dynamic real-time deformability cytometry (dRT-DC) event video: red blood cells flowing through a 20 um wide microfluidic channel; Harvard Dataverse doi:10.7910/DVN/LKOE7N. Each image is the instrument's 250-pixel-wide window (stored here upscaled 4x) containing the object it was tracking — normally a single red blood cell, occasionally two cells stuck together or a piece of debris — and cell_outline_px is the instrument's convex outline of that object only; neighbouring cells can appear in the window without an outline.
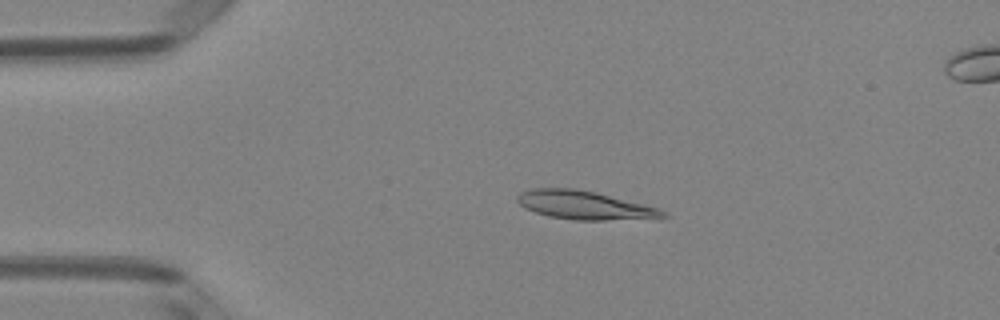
{"species": "Egyptian fruit bat (a non-hibernating species)", "species_latin": "Rousettus aegyptiacus", "temperature_condition": "room temperature", "stored_images_in_passage": 49, "camera_frame_rate_fps": 3000, "um_per_image_px": 0.085, "animal": {"sex": "female"}, "frame": {"image": 1, "passage_image": 10, "time_ms": 3.0, "image_size_px": [1000, 320], "cell_outline_px": [[672, 216], [660, 220], [576, 220], [548, 216], [524, 208], [516, 200], [516, 196], [520, 192], [532, 188], [576, 188], [596, 192], [660, 208], [668, 212]], "centroid_in_image_um": [49.83, 17.46], "position_along_channel_um": 35.2, "area_um2": 24.97}}
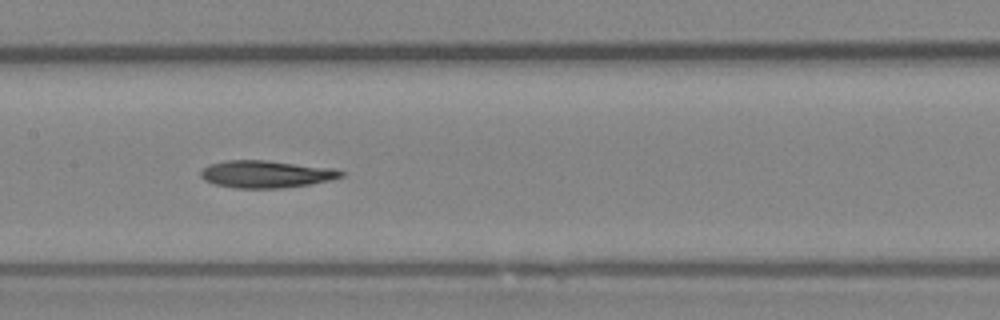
{"frame": {"image": 2, "passage_image": 24, "time_ms": 7.667, "image_size_px": [1000, 320], "cell_outline_px": [[344, 176], [332, 180], [308, 184], [280, 188], [236, 188], [216, 184], [204, 180], [200, 176], [200, 172], [208, 164], [224, 160], [264, 160], [336, 168], [344, 172]], "centroid_in_image_um": [22.63, 14.79], "position_along_channel_um": 184.8, "area_um2": 22.37}}
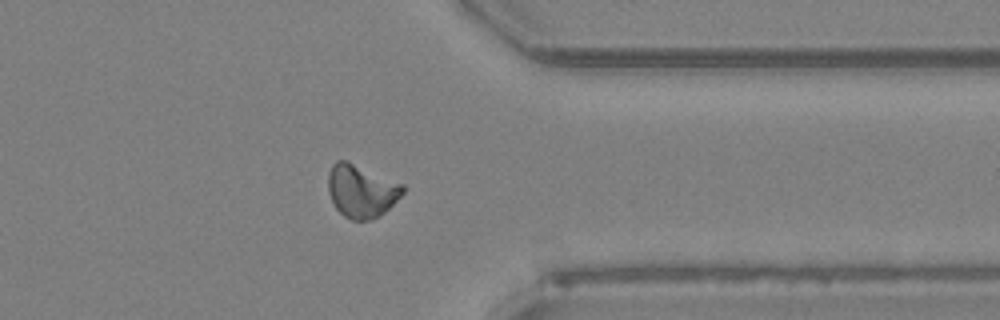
{"frame": {"image": 3, "passage_image": 39, "time_ms": 12.667, "image_size_px": [1000, 320], "cell_outline_px": [[404, 192], [384, 212], [368, 220], [352, 220], [344, 216], [336, 208], [328, 192], [328, 172], [332, 164], [336, 160], [344, 160], [404, 184]], "centroid_in_image_um": [30.69, 16.22], "position_along_channel_um": 380.7, "area_um2": 22.66}, "authors_computed_cell_mechanics": {"area_um2": 22.4264, "velocity_mm_per_s": 4.0556, "shape_relaxation_time_tau1_ms": 5.5634, "shape_relaxation_time_tau2_ms": 2.5967, "deformation_change_tau1": 0.1647, "deformation_change_tau2": 0.0986}}